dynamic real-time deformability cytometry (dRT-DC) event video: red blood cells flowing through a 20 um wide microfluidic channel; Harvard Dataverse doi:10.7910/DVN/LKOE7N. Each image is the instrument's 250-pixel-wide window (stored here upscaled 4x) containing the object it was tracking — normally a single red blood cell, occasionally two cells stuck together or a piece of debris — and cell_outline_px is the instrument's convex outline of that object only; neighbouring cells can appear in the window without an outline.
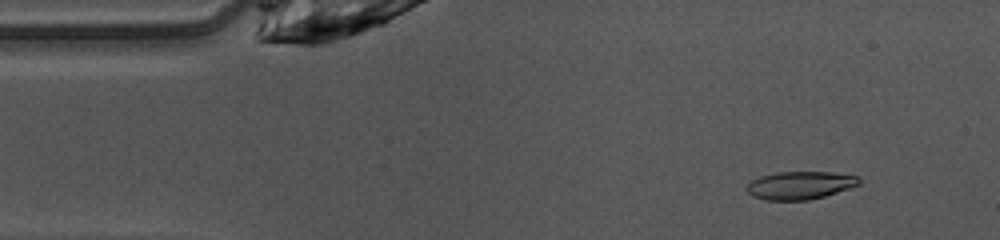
{"species": "common noctule bat (a hibernating species)", "species_latin": "Nyctalus noctula", "temperature_condition": "warm", "stored_images_in_passage": 47, "camera_frame_rate_fps": 3000, "um_per_image_px": 0.085, "animal": {"sex": "female", "body_mass_g": 10.0, "forearm_length_mm": 53.1}, "frame": {"image": 1, "passage_image": 4, "time_ms": 1.0, "image_size_px": [1000, 240], "cell_outline_px": [[860, 184], [824, 196], [808, 200], [764, 200], [752, 196], [744, 188], [752, 180], [760, 176], [776, 172], [832, 172], [860, 176]], "centroid_in_image_um": [67.98, 15.74], "position_along_channel_um": 17.0, "area_um2": 18.32}}
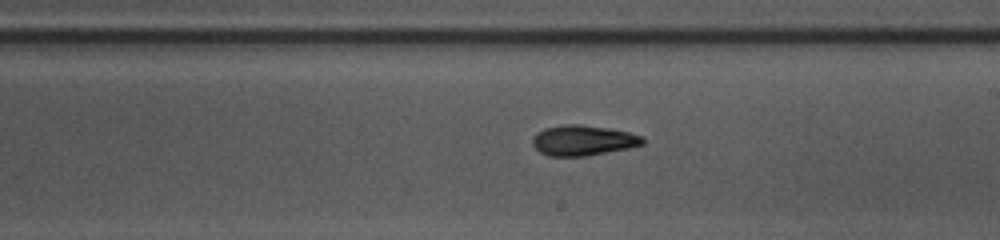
{"frame": {"image": 2, "passage_image": 25, "time_ms": 8.0, "image_size_px": [1000, 240], "cell_outline_px": [[644, 144], [628, 148], [588, 156], [548, 156], [540, 152], [532, 144], [532, 140], [536, 132], [544, 128], [564, 124], [580, 124], [608, 128], [628, 132], [644, 136]], "centroid_in_image_um": [49.55, 11.93], "position_along_channel_um": 239.4, "area_um2": 19.59}}
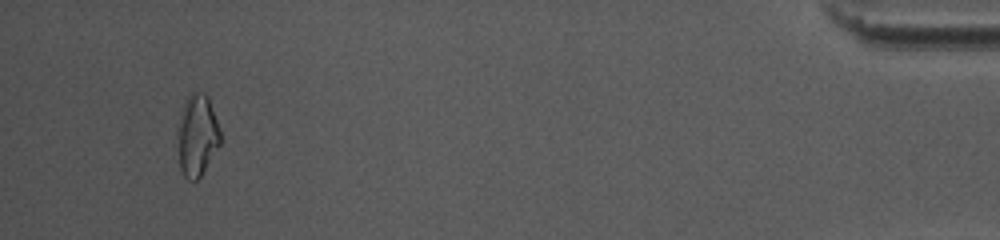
{"frame": {"image": 3, "passage_image": 44, "time_ms": 14.333, "image_size_px": [1000, 240], "cell_outline_px": [[220, 144], [200, 176], [196, 180], [188, 180], [184, 176], [180, 168], [180, 116], [184, 100], [192, 92], [204, 92], [208, 96], [220, 132]], "centroid_in_image_um": [16.78, 11.47], "position_along_channel_um": 418.4, "area_um2": 19.54}, "authors_computed_cell_mechanics": {"area_um2": 19.0162, "velocity_mm_per_s": 4.1072, "shape_relaxation_time_tau1_ms": 3.2799, "shape_relaxation_time_tau2_ms": null, "deformation_change_tau1": 0.1347, "deformation_change_tau2": null}}